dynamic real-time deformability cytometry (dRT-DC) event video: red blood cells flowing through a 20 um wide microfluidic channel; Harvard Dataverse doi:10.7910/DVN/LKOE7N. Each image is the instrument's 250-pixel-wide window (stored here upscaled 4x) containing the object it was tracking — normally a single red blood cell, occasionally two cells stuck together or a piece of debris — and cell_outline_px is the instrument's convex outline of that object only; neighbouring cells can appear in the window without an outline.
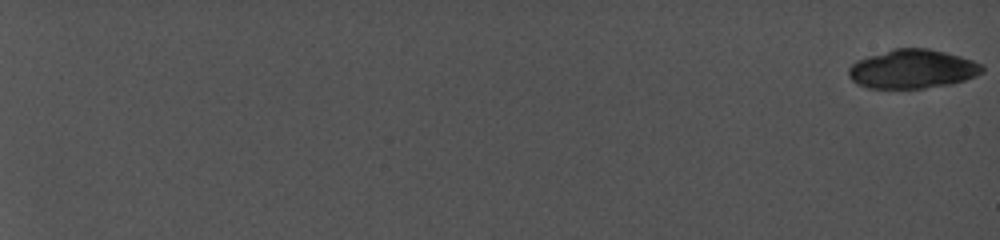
{"species": "common noctule bat (a hibernating species)", "species_latin": "Nyctalus noctula", "temperature_condition": "cold", "stored_images_in_passage": 50, "camera_frame_rate_fps": 5000, "um_per_image_px": 0.085, "animal": {"sex": "female", "body_mass_g": 19.0, "forearm_length_mm": 56.7}, "frame": {"image": 1, "passage_image": 1, "time_ms": 0.0, "image_size_px": [1000, 240], "cell_outline_px": [[984, 72], [976, 76], [964, 80], [948, 84], [924, 88], [868, 88], [856, 84], [848, 76], [848, 68], [856, 60], [892, 48], [928, 48], [960, 56], [984, 64]], "centroid_in_image_um": [77.55, 5.86], "position_along_channel_um": 7.5, "area_um2": 30.46}}
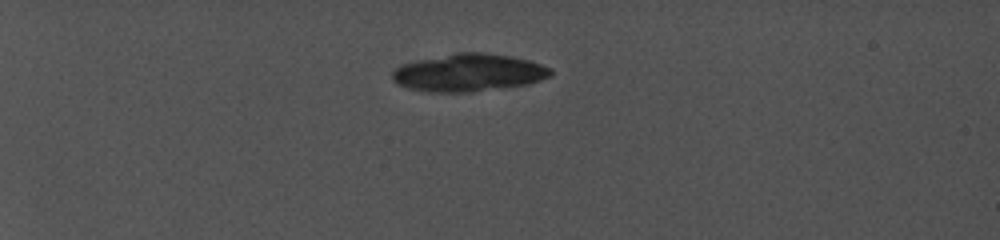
{"frame": {"image": 2, "passage_image": 43, "time_ms": 6.6, "image_size_px": [1000, 240], "cell_outline_px": [[552, 76], [528, 84], [472, 92], [428, 92], [408, 88], [396, 84], [392, 80], [392, 72], [400, 64], [416, 60], [456, 52], [484, 52], [512, 56], [528, 60], [552, 68]], "centroid_in_image_um": [39.82, 6.17], "position_along_channel_um": 45.2, "area_um2": 35.03}}